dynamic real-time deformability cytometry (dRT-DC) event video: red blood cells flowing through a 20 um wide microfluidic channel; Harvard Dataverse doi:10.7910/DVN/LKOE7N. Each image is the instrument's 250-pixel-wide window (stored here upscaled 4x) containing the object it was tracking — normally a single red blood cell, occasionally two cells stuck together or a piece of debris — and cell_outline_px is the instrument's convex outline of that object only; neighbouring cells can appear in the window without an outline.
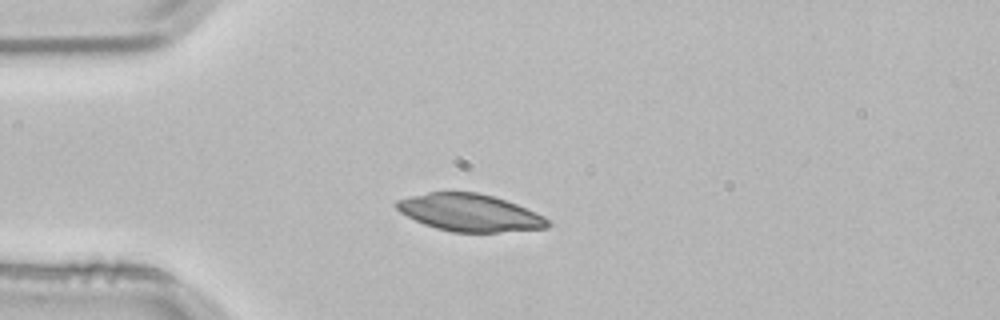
{"species": "common noctule bat (a hibernating species)", "species_latin": "Nyctalus noctula", "temperature_condition": "room temperature", "stored_images_in_passage": 1, "camera_frame_rate_fps": 3000, "um_per_image_px": 0.085, "animal": {"sex": "male", "body_mass_g": 21.5, "forearm_length_mm": 52.0}, "frame": {"image": 1, "passage_image": 1, "time_ms": 0.0, "image_size_px": [1000, 320], "cell_outline_px": [[552, 224], [548, 228], [500, 232], [452, 232], [436, 228], [424, 224], [400, 212], [392, 204], [396, 200], [428, 192], [476, 192], [492, 196], [516, 204], [536, 212], [544, 216]], "centroid_in_image_um": [39.93, 18.08], "position_along_channel_um": 45.1, "area_um2": 32.77}}